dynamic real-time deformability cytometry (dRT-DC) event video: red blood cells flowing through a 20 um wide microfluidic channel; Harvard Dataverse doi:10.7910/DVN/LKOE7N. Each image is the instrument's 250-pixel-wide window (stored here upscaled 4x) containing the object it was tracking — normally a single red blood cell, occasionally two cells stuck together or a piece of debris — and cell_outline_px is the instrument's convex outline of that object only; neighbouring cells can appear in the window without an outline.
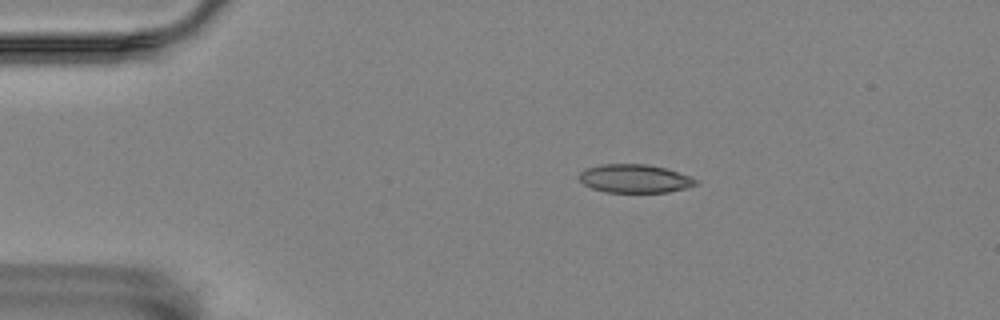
{"species": "Egyptian fruit bat (a non-hibernating species)", "species_latin": "Rousettus aegyptiacus", "temperature_condition": "room temperature", "stored_images_in_passage": 43, "camera_frame_rate_fps": 3000, "um_per_image_px": 0.085, "animal": {"sex": "female"}, "frame": {"image": 1, "passage_image": 4, "time_ms": 1.0, "image_size_px": [1000, 320], "cell_outline_px": [[700, 184], [668, 192], [604, 192], [592, 188], [584, 184], [576, 176], [584, 168], [604, 164], [648, 164], [664, 168], [688, 176], [696, 180]], "centroid_in_image_um": [53.89, 15.18], "position_along_channel_um": 31.1, "area_um2": 19.25}}
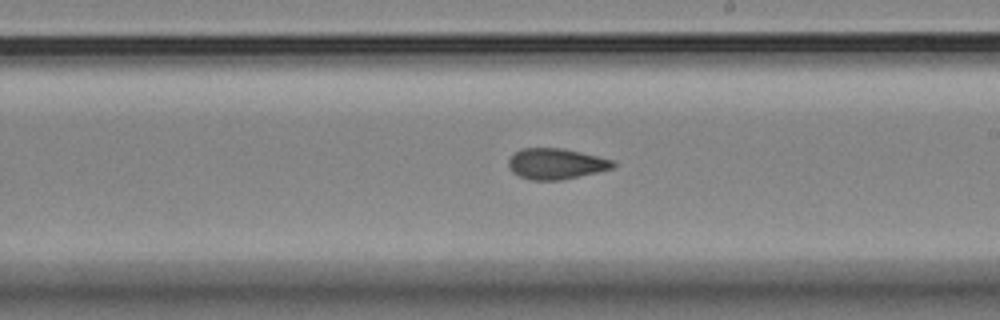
{"frame": {"image": 2, "passage_image": 26, "time_ms": 8.333, "image_size_px": [1000, 320], "cell_outline_px": [[616, 164], [612, 168], [596, 172], [560, 180], [532, 180], [520, 176], [512, 172], [508, 168], [508, 160], [520, 148], [564, 148], [616, 160]], "centroid_in_image_um": [47.26, 13.91], "position_along_channel_um": 241.7, "area_um2": 18.79}}
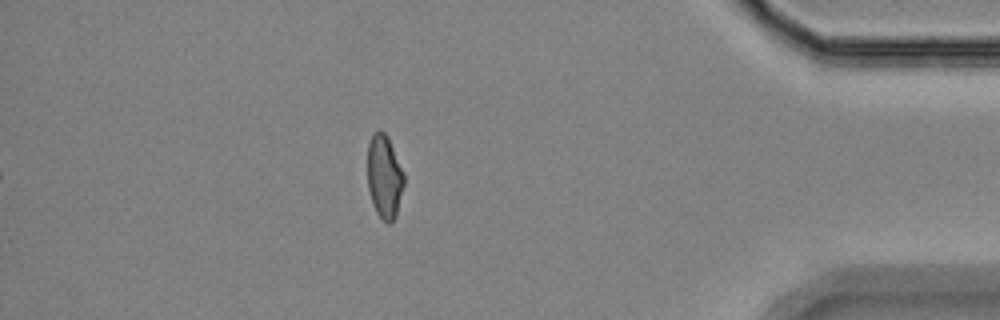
{"frame": {"image": 3, "passage_image": 43, "time_ms": 14.0, "image_size_px": [1000, 320], "cell_outline_px": [[404, 184], [396, 216], [388, 224], [376, 212], [372, 204], [368, 188], [368, 144], [372, 136], [380, 128], [388, 136], [404, 172]], "centroid_in_image_um": [32.68, 15.0], "position_along_channel_um": 402.5, "area_um2": 17.74}, "authors_computed_cell_mechanics": {"area_um2": 18.8428, "velocity_mm_per_s": 3.5159, "shape_relaxation_time_tau1_ms": null, "shape_relaxation_time_tau2_ms": 1.9337, "deformation_change_tau1": null, "deformation_change_tau2": 0.082}}